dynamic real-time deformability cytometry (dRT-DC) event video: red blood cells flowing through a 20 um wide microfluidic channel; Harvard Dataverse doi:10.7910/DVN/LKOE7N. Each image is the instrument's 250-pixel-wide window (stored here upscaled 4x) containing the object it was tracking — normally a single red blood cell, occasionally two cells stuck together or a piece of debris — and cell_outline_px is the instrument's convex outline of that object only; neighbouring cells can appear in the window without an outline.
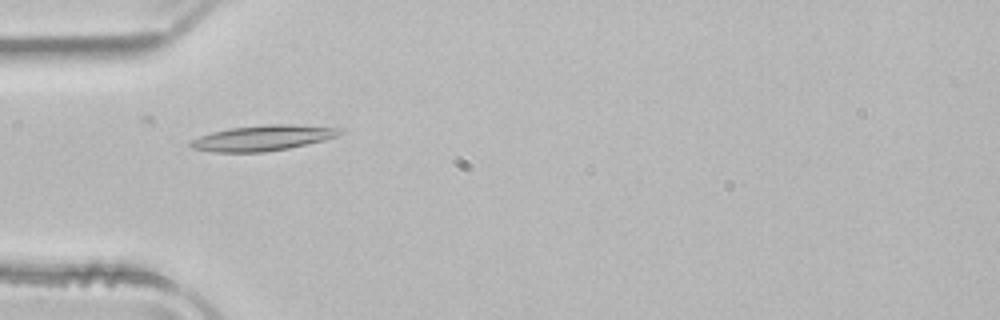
{"species": "common noctule bat (a hibernating species)", "species_latin": "Nyctalus noctula", "temperature_condition": "room temperature", "stored_images_in_passage": 46, "camera_frame_rate_fps": 3000, "um_per_image_px": 0.085, "animal": {"sex": "male", "body_mass_g": 21.5, "forearm_length_mm": 52.0}, "frame": {"image": 1, "passage_image": 10, "time_ms": 3.0, "image_size_px": [1000, 320], "cell_outline_px": [[344, 132], [336, 136], [324, 140], [288, 148], [264, 152], [212, 152], [192, 148], [188, 144], [192, 140], [200, 136], [212, 132], [228, 128], [264, 124], [296, 124], [344, 128]], "centroid_in_image_um": [22.36, 11.71], "position_along_channel_um": 62.6, "area_um2": 22.31}}
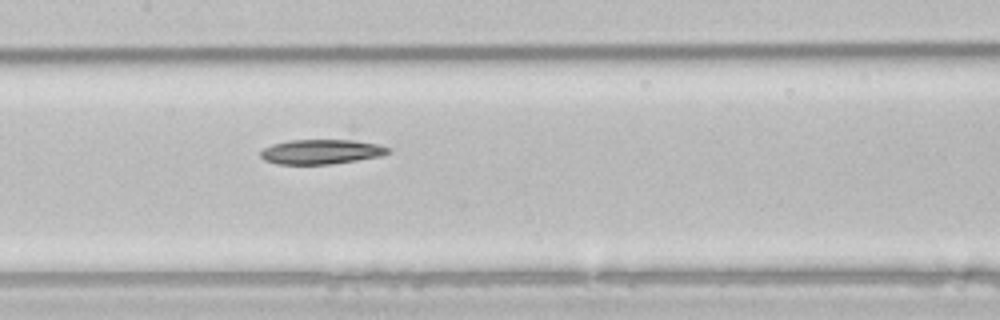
{"frame": {"image": 2, "passage_image": 19, "time_ms": 6.0, "image_size_px": [1000, 320], "cell_outline_px": [[392, 152], [380, 156], [332, 164], [276, 164], [264, 160], [260, 156], [260, 152], [264, 148], [272, 144], [288, 140], [352, 140], [380, 144], [392, 148]], "centroid_in_image_um": [27.33, 12.89], "position_along_channel_um": 180.1, "area_um2": 18.5}}
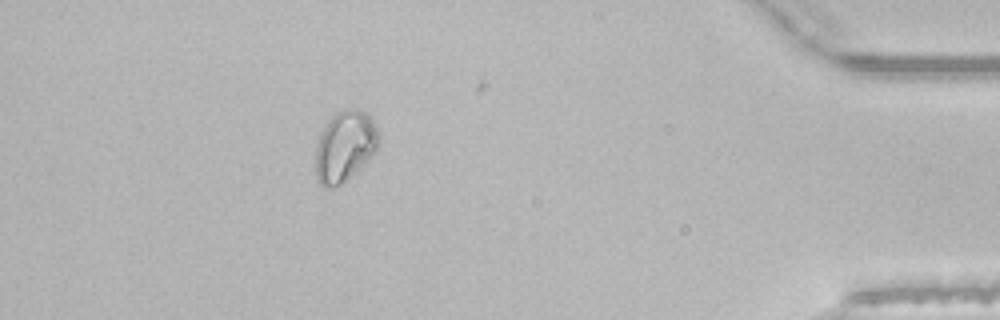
{"frame": {"image": 3, "passage_image": 40, "time_ms": 13.0, "image_size_px": [1000, 320], "cell_outline_px": [[380, 144], [376, 152], [372, 156], [340, 184], [332, 188], [324, 188], [316, 180], [316, 144], [320, 132], [332, 112], [344, 108], [360, 108], [368, 112], [372, 116], [380, 132]], "centroid_in_image_um": [29.33, 12.35], "position_along_channel_um": 405.9, "area_um2": 26.88}}